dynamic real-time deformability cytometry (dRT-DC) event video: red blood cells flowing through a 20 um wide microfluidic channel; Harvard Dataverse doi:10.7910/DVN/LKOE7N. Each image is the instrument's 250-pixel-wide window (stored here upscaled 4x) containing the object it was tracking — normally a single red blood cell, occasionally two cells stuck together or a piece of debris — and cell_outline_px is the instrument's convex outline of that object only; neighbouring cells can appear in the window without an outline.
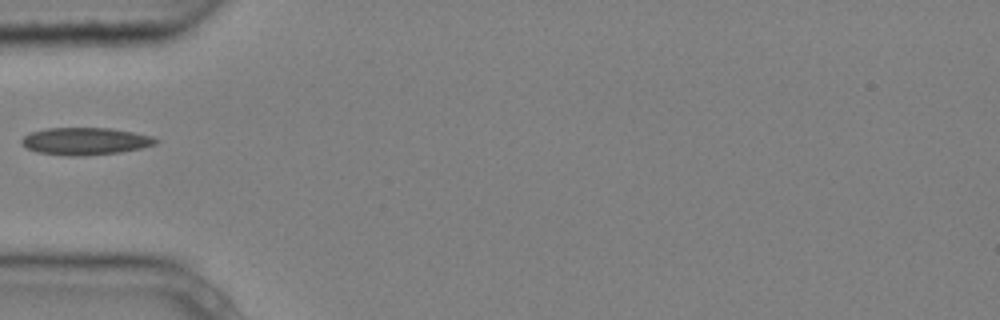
{"species": "common noctule bat (a hibernating species)", "species_latin": "Nyctalus noctula", "temperature_condition": "cold", "stored_images_in_passage": 6, "camera_frame_rate_fps": 3000, "um_per_image_px": 0.085, "animal": {"sex": "male", "body_mass_g": 20.4}, "frame": {"image": 1, "passage_image": 5, "time_ms": 1.333, "image_size_px": [1000, 320], "cell_outline_px": [[160, 140], [156, 144], [140, 148], [120, 152], [84, 156], [64, 156], [36, 152], [20, 144], [20, 140], [24, 136], [32, 132], [48, 128], [112, 128], [152, 136]], "centroid_in_image_um": [7.24, 12.01], "position_along_channel_um": 77.8, "area_um2": 21.44}}
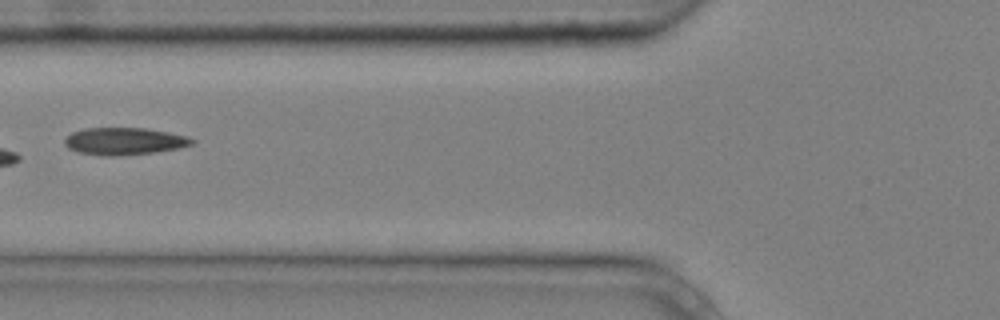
{"frame": {"image": 2, "passage_image": 6, "time_ms": 1.667, "image_size_px": [1000, 320], "cell_outline_px": [[196, 144], [180, 148], [156, 152], [116, 156], [104, 156], [76, 152], [68, 148], [64, 144], [64, 140], [72, 132], [84, 128], [148, 128], [188, 136], [196, 140]], "centroid_in_image_um": [10.6, 12.01], "position_along_channel_um": 115.2, "area_um2": 20.52}}